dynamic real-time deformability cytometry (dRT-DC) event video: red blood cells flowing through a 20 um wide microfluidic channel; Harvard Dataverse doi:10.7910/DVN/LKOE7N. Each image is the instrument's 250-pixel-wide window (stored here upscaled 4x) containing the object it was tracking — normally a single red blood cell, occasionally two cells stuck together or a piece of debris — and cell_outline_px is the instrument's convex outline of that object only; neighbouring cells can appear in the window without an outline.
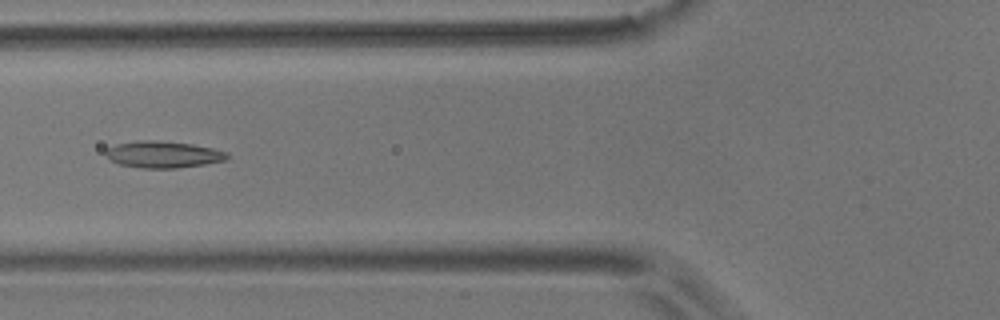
{"species": "common noctule bat (a hibernating species)", "species_latin": "Nyctalus noctula", "temperature_condition": "room temperature", "stored_images_in_passage": 14, "camera_frame_rate_fps": 3000, "um_per_image_px": 0.085, "animal": {"sex": "male", "body_mass_g": 17.9}, "frame": {"image": 1, "passage_image": 5, "time_ms": 6.0, "image_size_px": [1000, 320], "cell_outline_px": [[228, 160], [204, 164], [176, 168], [140, 168], [120, 164], [108, 160], [104, 152], [108, 148], [116, 144], [140, 140], [156, 140], [192, 144], [212, 148], [228, 152]], "centroid_in_image_um": [13.85, 13.13], "position_along_channel_um": 111.9, "area_um2": 18.96}}
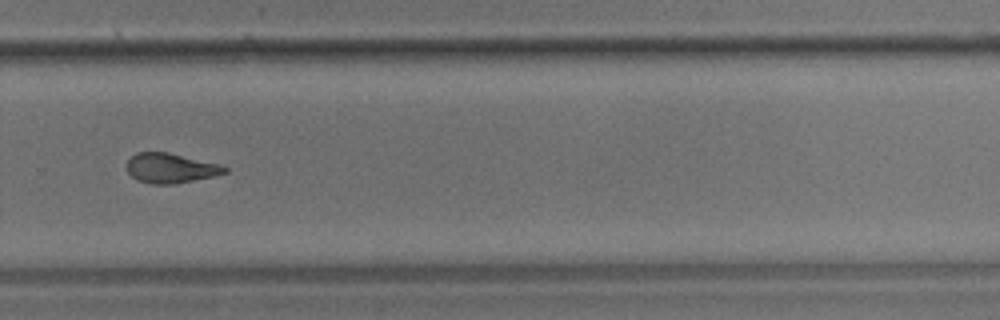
{"frame": {"image": 2, "passage_image": 10, "time_ms": 11.667, "image_size_px": [1000, 320], "cell_outline_px": [[228, 172], [212, 176], [172, 184], [152, 184], [136, 180], [128, 172], [124, 164], [136, 152], [168, 152], [220, 164], [228, 168]], "centroid_in_image_um": [14.46, 14.28], "position_along_channel_um": 315.3, "area_um2": 16.99}}
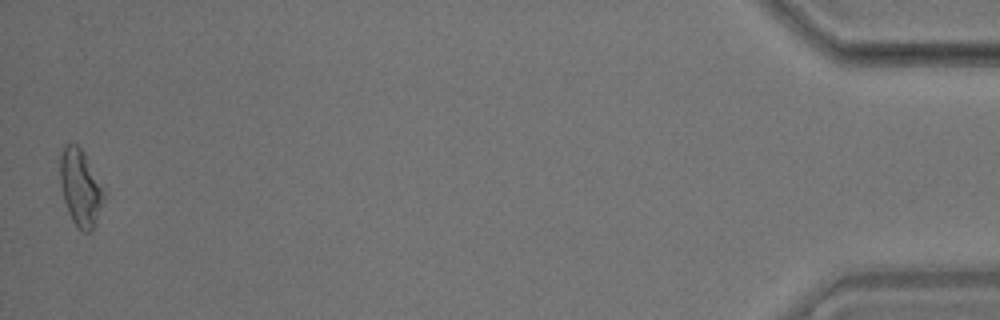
{"frame": {"image": 3, "passage_image": 14, "time_ms": 17.333, "image_size_px": [1000, 320], "cell_outline_px": [[104, 196], [96, 220], [92, 228], [88, 232], [84, 232], [76, 228], [68, 212], [64, 200], [60, 184], [60, 156], [64, 144], [76, 144], [80, 148], [104, 192]], "centroid_in_image_um": [6.78, 15.98], "position_along_channel_um": 428.4, "area_um2": 18.84}}